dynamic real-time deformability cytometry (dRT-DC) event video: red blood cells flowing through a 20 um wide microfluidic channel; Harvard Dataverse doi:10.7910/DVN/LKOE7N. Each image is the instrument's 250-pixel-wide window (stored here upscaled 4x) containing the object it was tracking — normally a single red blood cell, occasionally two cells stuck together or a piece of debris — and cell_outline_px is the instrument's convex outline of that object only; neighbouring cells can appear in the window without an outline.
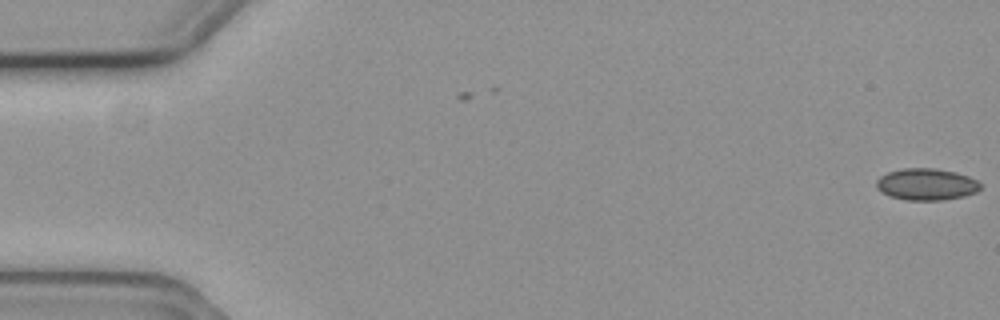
{"species": "common noctule bat (a hibernating species)", "species_latin": "Nyctalus noctula", "temperature_condition": "cold", "stored_images_in_passage": 2, "camera_frame_rate_fps": 3000, "um_per_image_px": 0.085, "animal": {"sex": "female", "body_mass_g": 19.3, "forearm_length_mm": 54.1}, "frame": {"image": 1, "passage_image": 2, "time_ms": 0.333, "image_size_px": [1000, 320], "cell_outline_px": [[980, 188], [976, 192], [964, 196], [944, 200], [904, 200], [888, 196], [880, 192], [876, 188], [876, 180], [880, 176], [888, 172], [904, 168], [936, 168], [956, 172], [968, 176], [976, 180], [980, 184]], "centroid_in_image_um": [78.71, 15.67], "position_along_channel_um": 6.3, "area_um2": 19.42}}